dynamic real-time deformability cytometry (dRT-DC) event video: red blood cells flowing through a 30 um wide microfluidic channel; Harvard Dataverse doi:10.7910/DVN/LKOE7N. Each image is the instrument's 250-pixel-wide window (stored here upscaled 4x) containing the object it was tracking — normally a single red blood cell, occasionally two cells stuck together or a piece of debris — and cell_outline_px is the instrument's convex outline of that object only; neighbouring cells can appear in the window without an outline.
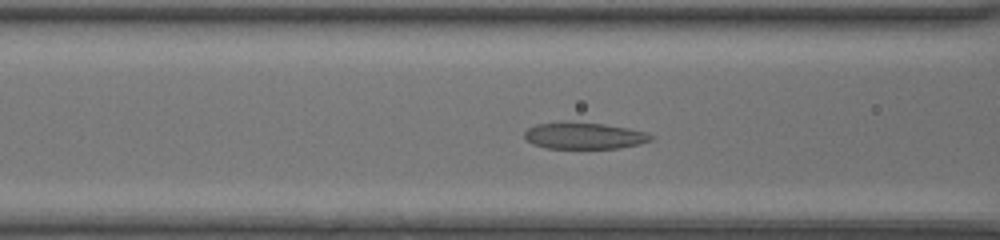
{"species": "common noctule bat (a hibernating species)", "species_latin": "Nyctalus noctula", "temperature_condition": "room temperature", "stored_images_in_passage": 43, "camera_frame_rate_fps": 3000, "um_per_image_px": 0.085, "animal": {"sex": "female", "body_mass_g": 20.0, "forearm_length_mm": 54.0}, "frame": {"image": 1, "passage_image": 16, "time_ms": 5.0, "image_size_px": [1000, 240], "cell_outline_px": [[656, 136], [652, 140], [640, 144], [620, 148], [544, 148], [532, 144], [524, 140], [524, 132], [528, 128], [536, 124], [560, 120], [604, 124], [628, 128], [648, 132]], "centroid_in_image_um": [49.63, 11.52], "position_along_channel_um": 117.0, "area_um2": 20.17}}
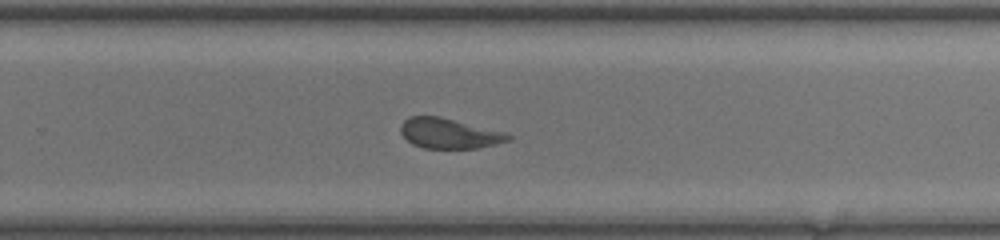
{"frame": {"image": 2, "passage_image": 28, "time_ms": 9.0, "image_size_px": [1000, 240], "cell_outline_px": [[512, 140], [480, 148], [424, 148], [412, 144], [400, 132], [400, 124], [408, 116], [440, 116], [504, 132], [512, 136]], "centroid_in_image_um": [38.17, 11.34], "position_along_channel_um": 291.6, "area_um2": 18.96}}
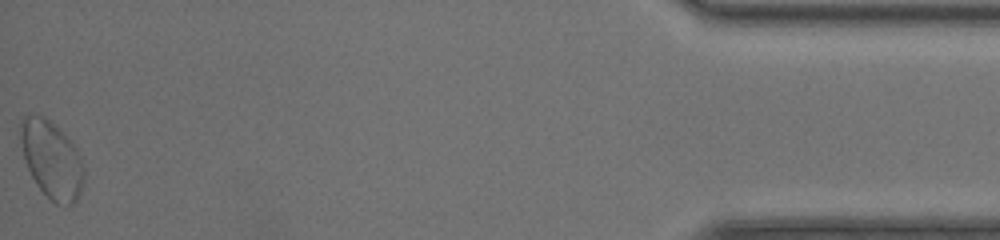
{"frame": {"image": 3, "passage_image": 43, "time_ms": 14.0, "image_size_px": [1000, 240], "cell_outline_px": [[84, 180], [80, 192], [76, 200], [72, 204], [56, 204], [36, 184], [28, 168], [24, 156], [20, 140], [20, 120], [24, 116], [44, 116], [56, 124], [64, 132], [76, 148], [80, 156], [84, 168]], "centroid_in_image_um": [4.4, 13.54], "position_along_channel_um": 430.8, "area_um2": 28.44}, "authors_computed_cell_mechanics": {"area_um2": 20.0566, "velocity_mm_per_s": 4.3738, "shape_relaxation_time_tau1_ms": 5.9236, "shape_relaxation_time_tau2_ms": 1.314, "deformation_change_tau1": 0.1875, "deformation_change_tau2": 0.089}}